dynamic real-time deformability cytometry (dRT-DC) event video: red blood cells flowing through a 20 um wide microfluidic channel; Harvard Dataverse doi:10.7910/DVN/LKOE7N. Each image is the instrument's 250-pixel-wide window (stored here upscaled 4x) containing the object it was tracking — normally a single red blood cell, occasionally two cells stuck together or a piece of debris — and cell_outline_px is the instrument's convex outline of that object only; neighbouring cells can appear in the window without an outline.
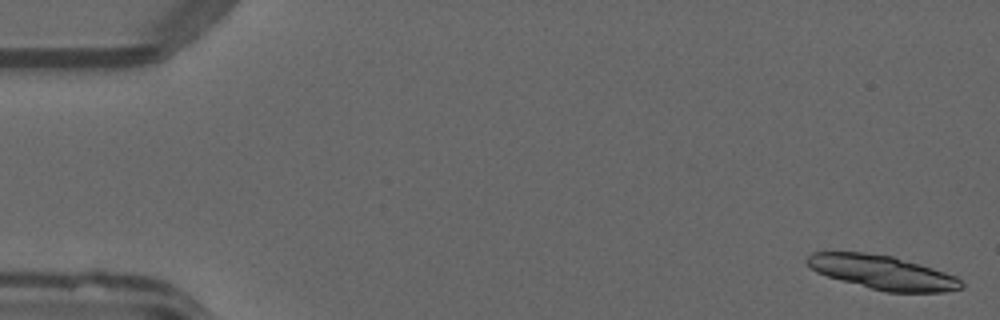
{"species": "common noctule bat (a hibernating species)", "species_latin": "Nyctalus noctula", "temperature_condition": "warm", "stored_images_in_passage": 25, "camera_frame_rate_fps": 3000, "um_per_image_px": 0.085, "animal": {"sex": "male", "forearm_length_mm": 52.5}, "frame": {"image": 1, "passage_image": 1, "time_ms": 0.0, "image_size_px": [1000, 320], "cell_outline_px": [[964, 288], [944, 292], [884, 292], [840, 280], [816, 272], [804, 260], [812, 252], [864, 252], [892, 256], [920, 264], [956, 276], [964, 284]], "centroid_in_image_um": [75.01, 23.15], "position_along_channel_um": 10.0, "area_um2": 30.46}}
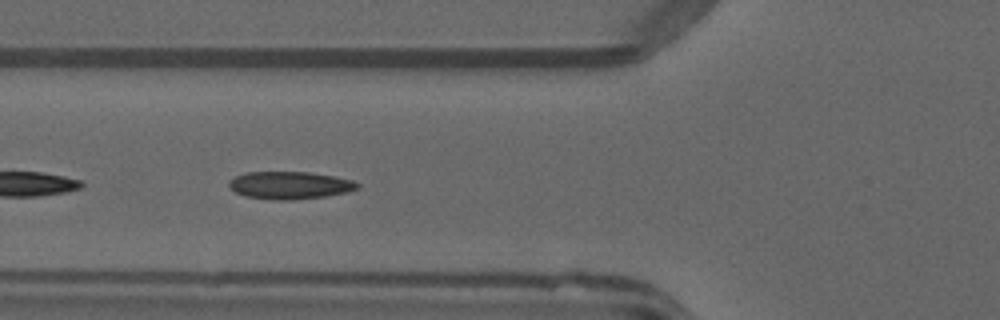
{"frame": {"image": 2, "passage_image": 19, "time_ms": 6.0, "image_size_px": [1000, 320], "cell_outline_px": [[360, 188], [348, 192], [324, 196], [292, 200], [276, 200], [244, 196], [236, 192], [228, 184], [228, 180], [244, 172], [308, 172], [332, 176], [352, 180], [360, 184]], "centroid_in_image_um": [24.63, 15.75], "position_along_channel_um": 101.2, "area_um2": 20.58}}